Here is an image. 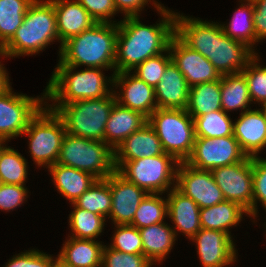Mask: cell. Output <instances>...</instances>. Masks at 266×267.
I'll return each instance as SVG.
<instances>
[{"label": "cell", "instance_id": "cell-15", "mask_svg": "<svg viewBox=\"0 0 266 267\" xmlns=\"http://www.w3.org/2000/svg\"><path fill=\"white\" fill-rule=\"evenodd\" d=\"M168 50L172 62L184 75L190 87L220 80L221 75L213 64L201 53L185 45L176 35L171 38Z\"/></svg>", "mask_w": 266, "mask_h": 267}, {"label": "cell", "instance_id": "cell-16", "mask_svg": "<svg viewBox=\"0 0 266 267\" xmlns=\"http://www.w3.org/2000/svg\"><path fill=\"white\" fill-rule=\"evenodd\" d=\"M132 71L115 73L113 87H119L120 93L114 90L116 102L120 105L142 113L147 118L157 109L154 87L138 78ZM118 95V96H117Z\"/></svg>", "mask_w": 266, "mask_h": 267}, {"label": "cell", "instance_id": "cell-2", "mask_svg": "<svg viewBox=\"0 0 266 267\" xmlns=\"http://www.w3.org/2000/svg\"><path fill=\"white\" fill-rule=\"evenodd\" d=\"M153 5L163 17L156 25L146 26L140 17H124L118 21L116 41L115 73L133 71L146 59L165 52L171 38L175 35V12L160 3Z\"/></svg>", "mask_w": 266, "mask_h": 267}, {"label": "cell", "instance_id": "cell-49", "mask_svg": "<svg viewBox=\"0 0 266 267\" xmlns=\"http://www.w3.org/2000/svg\"><path fill=\"white\" fill-rule=\"evenodd\" d=\"M52 267H69L68 265L64 264L58 257H55V261L52 264Z\"/></svg>", "mask_w": 266, "mask_h": 267}, {"label": "cell", "instance_id": "cell-26", "mask_svg": "<svg viewBox=\"0 0 266 267\" xmlns=\"http://www.w3.org/2000/svg\"><path fill=\"white\" fill-rule=\"evenodd\" d=\"M103 247L98 240L70 237L57 257L69 267H100Z\"/></svg>", "mask_w": 266, "mask_h": 267}, {"label": "cell", "instance_id": "cell-38", "mask_svg": "<svg viewBox=\"0 0 266 267\" xmlns=\"http://www.w3.org/2000/svg\"><path fill=\"white\" fill-rule=\"evenodd\" d=\"M257 55L250 60L241 73L246 78L252 102L262 106L266 103V66L262 67L258 64L260 60Z\"/></svg>", "mask_w": 266, "mask_h": 267}, {"label": "cell", "instance_id": "cell-17", "mask_svg": "<svg viewBox=\"0 0 266 267\" xmlns=\"http://www.w3.org/2000/svg\"><path fill=\"white\" fill-rule=\"evenodd\" d=\"M203 267H224L237 259L231 235L224 231L201 228L191 239Z\"/></svg>", "mask_w": 266, "mask_h": 267}, {"label": "cell", "instance_id": "cell-45", "mask_svg": "<svg viewBox=\"0 0 266 267\" xmlns=\"http://www.w3.org/2000/svg\"><path fill=\"white\" fill-rule=\"evenodd\" d=\"M28 190L25 186L15 184L0 185V210L10 211L23 205L26 200Z\"/></svg>", "mask_w": 266, "mask_h": 267}, {"label": "cell", "instance_id": "cell-1", "mask_svg": "<svg viewBox=\"0 0 266 267\" xmlns=\"http://www.w3.org/2000/svg\"><path fill=\"white\" fill-rule=\"evenodd\" d=\"M175 35L189 48L201 53L222 75L241 73L258 53L228 37L221 24L183 16L176 12Z\"/></svg>", "mask_w": 266, "mask_h": 267}, {"label": "cell", "instance_id": "cell-13", "mask_svg": "<svg viewBox=\"0 0 266 267\" xmlns=\"http://www.w3.org/2000/svg\"><path fill=\"white\" fill-rule=\"evenodd\" d=\"M246 155L234 135L195 138L194 148L186 163L199 170H212L242 161Z\"/></svg>", "mask_w": 266, "mask_h": 267}, {"label": "cell", "instance_id": "cell-9", "mask_svg": "<svg viewBox=\"0 0 266 267\" xmlns=\"http://www.w3.org/2000/svg\"><path fill=\"white\" fill-rule=\"evenodd\" d=\"M179 163L168 153L136 160H114L116 170L148 194H162L176 187Z\"/></svg>", "mask_w": 266, "mask_h": 267}, {"label": "cell", "instance_id": "cell-25", "mask_svg": "<svg viewBox=\"0 0 266 267\" xmlns=\"http://www.w3.org/2000/svg\"><path fill=\"white\" fill-rule=\"evenodd\" d=\"M57 191L74 203L97 180L92 174L55 163L49 167Z\"/></svg>", "mask_w": 266, "mask_h": 267}, {"label": "cell", "instance_id": "cell-37", "mask_svg": "<svg viewBox=\"0 0 266 267\" xmlns=\"http://www.w3.org/2000/svg\"><path fill=\"white\" fill-rule=\"evenodd\" d=\"M28 162L17 150L5 146L0 152V178L2 183L24 186L28 175Z\"/></svg>", "mask_w": 266, "mask_h": 267}, {"label": "cell", "instance_id": "cell-47", "mask_svg": "<svg viewBox=\"0 0 266 267\" xmlns=\"http://www.w3.org/2000/svg\"><path fill=\"white\" fill-rule=\"evenodd\" d=\"M148 2L151 0H114L117 13L121 11L125 14L124 17L140 16L139 13Z\"/></svg>", "mask_w": 266, "mask_h": 267}, {"label": "cell", "instance_id": "cell-30", "mask_svg": "<svg viewBox=\"0 0 266 267\" xmlns=\"http://www.w3.org/2000/svg\"><path fill=\"white\" fill-rule=\"evenodd\" d=\"M252 100L246 78L242 73L221 76V108L228 113L233 110H250Z\"/></svg>", "mask_w": 266, "mask_h": 267}, {"label": "cell", "instance_id": "cell-40", "mask_svg": "<svg viewBox=\"0 0 266 267\" xmlns=\"http://www.w3.org/2000/svg\"><path fill=\"white\" fill-rule=\"evenodd\" d=\"M167 53V54H166ZM165 54V55H164ZM172 61L169 50L146 59L137 65L133 70L138 78L145 81L148 85L155 87L165 72L166 66Z\"/></svg>", "mask_w": 266, "mask_h": 267}, {"label": "cell", "instance_id": "cell-34", "mask_svg": "<svg viewBox=\"0 0 266 267\" xmlns=\"http://www.w3.org/2000/svg\"><path fill=\"white\" fill-rule=\"evenodd\" d=\"M74 210L69 214L72 235L68 237L95 240L103 232L106 219L98 214L71 204Z\"/></svg>", "mask_w": 266, "mask_h": 267}, {"label": "cell", "instance_id": "cell-41", "mask_svg": "<svg viewBox=\"0 0 266 267\" xmlns=\"http://www.w3.org/2000/svg\"><path fill=\"white\" fill-rule=\"evenodd\" d=\"M154 265L144 254H130L104 245L102 267H152Z\"/></svg>", "mask_w": 266, "mask_h": 267}, {"label": "cell", "instance_id": "cell-21", "mask_svg": "<svg viewBox=\"0 0 266 267\" xmlns=\"http://www.w3.org/2000/svg\"><path fill=\"white\" fill-rule=\"evenodd\" d=\"M56 15L61 50L62 43L97 23L77 0H50Z\"/></svg>", "mask_w": 266, "mask_h": 267}, {"label": "cell", "instance_id": "cell-18", "mask_svg": "<svg viewBox=\"0 0 266 267\" xmlns=\"http://www.w3.org/2000/svg\"><path fill=\"white\" fill-rule=\"evenodd\" d=\"M110 190L112 204L109 218L114 225L130 224L140 202L148 193L128 181L117 170L110 175Z\"/></svg>", "mask_w": 266, "mask_h": 267}, {"label": "cell", "instance_id": "cell-48", "mask_svg": "<svg viewBox=\"0 0 266 267\" xmlns=\"http://www.w3.org/2000/svg\"><path fill=\"white\" fill-rule=\"evenodd\" d=\"M3 67V64L0 62V94L7 90L11 85L9 83V75Z\"/></svg>", "mask_w": 266, "mask_h": 267}, {"label": "cell", "instance_id": "cell-36", "mask_svg": "<svg viewBox=\"0 0 266 267\" xmlns=\"http://www.w3.org/2000/svg\"><path fill=\"white\" fill-rule=\"evenodd\" d=\"M160 195L162 194H147L140 202L130 224L138 229H141L153 224L164 222V218L168 216V203L167 199H163Z\"/></svg>", "mask_w": 266, "mask_h": 267}, {"label": "cell", "instance_id": "cell-10", "mask_svg": "<svg viewBox=\"0 0 266 267\" xmlns=\"http://www.w3.org/2000/svg\"><path fill=\"white\" fill-rule=\"evenodd\" d=\"M66 134L62 118L47 105L30 120L22 135H28L29 152L38 167L49 168L57 163L62 140Z\"/></svg>", "mask_w": 266, "mask_h": 267}, {"label": "cell", "instance_id": "cell-28", "mask_svg": "<svg viewBox=\"0 0 266 267\" xmlns=\"http://www.w3.org/2000/svg\"><path fill=\"white\" fill-rule=\"evenodd\" d=\"M248 212L238 203L224 200L211 207L200 209V224L203 229L224 231L231 234L229 228L237 226Z\"/></svg>", "mask_w": 266, "mask_h": 267}, {"label": "cell", "instance_id": "cell-22", "mask_svg": "<svg viewBox=\"0 0 266 267\" xmlns=\"http://www.w3.org/2000/svg\"><path fill=\"white\" fill-rule=\"evenodd\" d=\"M167 197L168 217L174 224L175 236L177 232H182L191 239L201 229L199 206L176 187L170 190Z\"/></svg>", "mask_w": 266, "mask_h": 267}, {"label": "cell", "instance_id": "cell-8", "mask_svg": "<svg viewBox=\"0 0 266 267\" xmlns=\"http://www.w3.org/2000/svg\"><path fill=\"white\" fill-rule=\"evenodd\" d=\"M148 124L155 130L164 152L186 162L196 138L194 119L186 109L157 108L148 117Z\"/></svg>", "mask_w": 266, "mask_h": 267}, {"label": "cell", "instance_id": "cell-35", "mask_svg": "<svg viewBox=\"0 0 266 267\" xmlns=\"http://www.w3.org/2000/svg\"><path fill=\"white\" fill-rule=\"evenodd\" d=\"M195 125L196 138H216L233 135L234 122L228 113L216 110L199 117H192Z\"/></svg>", "mask_w": 266, "mask_h": 267}, {"label": "cell", "instance_id": "cell-24", "mask_svg": "<svg viewBox=\"0 0 266 267\" xmlns=\"http://www.w3.org/2000/svg\"><path fill=\"white\" fill-rule=\"evenodd\" d=\"M165 153L155 130L145 124L133 132L115 150L114 160H136L150 158Z\"/></svg>", "mask_w": 266, "mask_h": 267}, {"label": "cell", "instance_id": "cell-6", "mask_svg": "<svg viewBox=\"0 0 266 267\" xmlns=\"http://www.w3.org/2000/svg\"><path fill=\"white\" fill-rule=\"evenodd\" d=\"M57 163L88 172L97 179H106L116 171L114 150L106 143L67 132L62 140Z\"/></svg>", "mask_w": 266, "mask_h": 267}, {"label": "cell", "instance_id": "cell-50", "mask_svg": "<svg viewBox=\"0 0 266 267\" xmlns=\"http://www.w3.org/2000/svg\"><path fill=\"white\" fill-rule=\"evenodd\" d=\"M4 142H6V141L0 138V152H1L2 149L5 147V146H4V145H5Z\"/></svg>", "mask_w": 266, "mask_h": 267}, {"label": "cell", "instance_id": "cell-29", "mask_svg": "<svg viewBox=\"0 0 266 267\" xmlns=\"http://www.w3.org/2000/svg\"><path fill=\"white\" fill-rule=\"evenodd\" d=\"M216 110H222L221 78L190 87L186 111L192 117H199Z\"/></svg>", "mask_w": 266, "mask_h": 267}, {"label": "cell", "instance_id": "cell-4", "mask_svg": "<svg viewBox=\"0 0 266 267\" xmlns=\"http://www.w3.org/2000/svg\"><path fill=\"white\" fill-rule=\"evenodd\" d=\"M75 69L59 61L53 71L45 88V99L54 101L52 105L47 104L52 111L56 112L65 103L104 98L113 91L108 88L109 84L113 85V75L107 79L102 68L87 67L73 72Z\"/></svg>", "mask_w": 266, "mask_h": 267}, {"label": "cell", "instance_id": "cell-19", "mask_svg": "<svg viewBox=\"0 0 266 267\" xmlns=\"http://www.w3.org/2000/svg\"><path fill=\"white\" fill-rule=\"evenodd\" d=\"M233 135L247 157H258L266 148V115L262 109L240 113L234 122Z\"/></svg>", "mask_w": 266, "mask_h": 267}, {"label": "cell", "instance_id": "cell-7", "mask_svg": "<svg viewBox=\"0 0 266 267\" xmlns=\"http://www.w3.org/2000/svg\"><path fill=\"white\" fill-rule=\"evenodd\" d=\"M115 102L113 90L104 98L65 103L56 113L62 118L67 133L104 142L106 123Z\"/></svg>", "mask_w": 266, "mask_h": 267}, {"label": "cell", "instance_id": "cell-33", "mask_svg": "<svg viewBox=\"0 0 266 267\" xmlns=\"http://www.w3.org/2000/svg\"><path fill=\"white\" fill-rule=\"evenodd\" d=\"M76 207L92 213L109 217L111 212L112 195L110 190V176L106 179H97L74 203Z\"/></svg>", "mask_w": 266, "mask_h": 267}, {"label": "cell", "instance_id": "cell-52", "mask_svg": "<svg viewBox=\"0 0 266 267\" xmlns=\"http://www.w3.org/2000/svg\"><path fill=\"white\" fill-rule=\"evenodd\" d=\"M263 111H264V113H265V115H266V103H264L263 105H262V108H261Z\"/></svg>", "mask_w": 266, "mask_h": 267}, {"label": "cell", "instance_id": "cell-27", "mask_svg": "<svg viewBox=\"0 0 266 267\" xmlns=\"http://www.w3.org/2000/svg\"><path fill=\"white\" fill-rule=\"evenodd\" d=\"M143 254L152 262H163L175 244L173 228L165 222L139 229Z\"/></svg>", "mask_w": 266, "mask_h": 267}, {"label": "cell", "instance_id": "cell-32", "mask_svg": "<svg viewBox=\"0 0 266 267\" xmlns=\"http://www.w3.org/2000/svg\"><path fill=\"white\" fill-rule=\"evenodd\" d=\"M34 0H0V47L3 48L22 25Z\"/></svg>", "mask_w": 266, "mask_h": 267}, {"label": "cell", "instance_id": "cell-5", "mask_svg": "<svg viewBox=\"0 0 266 267\" xmlns=\"http://www.w3.org/2000/svg\"><path fill=\"white\" fill-rule=\"evenodd\" d=\"M57 39L59 36L53 3L50 0H34L22 25L3 47V51L7 57L34 55Z\"/></svg>", "mask_w": 266, "mask_h": 267}, {"label": "cell", "instance_id": "cell-3", "mask_svg": "<svg viewBox=\"0 0 266 267\" xmlns=\"http://www.w3.org/2000/svg\"><path fill=\"white\" fill-rule=\"evenodd\" d=\"M118 23H95L90 29L62 43L59 61L75 68L115 70Z\"/></svg>", "mask_w": 266, "mask_h": 267}, {"label": "cell", "instance_id": "cell-46", "mask_svg": "<svg viewBox=\"0 0 266 267\" xmlns=\"http://www.w3.org/2000/svg\"><path fill=\"white\" fill-rule=\"evenodd\" d=\"M253 23L258 42L266 39V0H252Z\"/></svg>", "mask_w": 266, "mask_h": 267}, {"label": "cell", "instance_id": "cell-31", "mask_svg": "<svg viewBox=\"0 0 266 267\" xmlns=\"http://www.w3.org/2000/svg\"><path fill=\"white\" fill-rule=\"evenodd\" d=\"M245 3H243V2ZM242 3L237 10H235L231 21L226 26L221 25L223 32L233 40L242 42L249 46L253 51L254 45L258 42L253 23V3L252 0H241ZM248 2V3H247ZM241 7V8H240Z\"/></svg>", "mask_w": 266, "mask_h": 267}, {"label": "cell", "instance_id": "cell-42", "mask_svg": "<svg viewBox=\"0 0 266 267\" xmlns=\"http://www.w3.org/2000/svg\"><path fill=\"white\" fill-rule=\"evenodd\" d=\"M253 175V219L257 216V201H260L266 210V159L252 158Z\"/></svg>", "mask_w": 266, "mask_h": 267}, {"label": "cell", "instance_id": "cell-12", "mask_svg": "<svg viewBox=\"0 0 266 267\" xmlns=\"http://www.w3.org/2000/svg\"><path fill=\"white\" fill-rule=\"evenodd\" d=\"M225 200L238 203L253 217L252 158L211 170Z\"/></svg>", "mask_w": 266, "mask_h": 267}, {"label": "cell", "instance_id": "cell-14", "mask_svg": "<svg viewBox=\"0 0 266 267\" xmlns=\"http://www.w3.org/2000/svg\"><path fill=\"white\" fill-rule=\"evenodd\" d=\"M176 188L197 203L200 209L225 200L211 170H199L186 162L179 163Z\"/></svg>", "mask_w": 266, "mask_h": 267}, {"label": "cell", "instance_id": "cell-20", "mask_svg": "<svg viewBox=\"0 0 266 267\" xmlns=\"http://www.w3.org/2000/svg\"><path fill=\"white\" fill-rule=\"evenodd\" d=\"M156 104L161 109H186L190 86L184 75L171 61L160 82L154 87Z\"/></svg>", "mask_w": 266, "mask_h": 267}, {"label": "cell", "instance_id": "cell-44", "mask_svg": "<svg viewBox=\"0 0 266 267\" xmlns=\"http://www.w3.org/2000/svg\"><path fill=\"white\" fill-rule=\"evenodd\" d=\"M97 23H114L117 10L114 0H77ZM109 19V20H108Z\"/></svg>", "mask_w": 266, "mask_h": 267}, {"label": "cell", "instance_id": "cell-51", "mask_svg": "<svg viewBox=\"0 0 266 267\" xmlns=\"http://www.w3.org/2000/svg\"><path fill=\"white\" fill-rule=\"evenodd\" d=\"M0 56H1V57L3 56V57H5V58H7L5 52L3 51V48H1V47H0Z\"/></svg>", "mask_w": 266, "mask_h": 267}, {"label": "cell", "instance_id": "cell-23", "mask_svg": "<svg viewBox=\"0 0 266 267\" xmlns=\"http://www.w3.org/2000/svg\"><path fill=\"white\" fill-rule=\"evenodd\" d=\"M142 113L115 102L104 131V143L115 150L133 132L147 124Z\"/></svg>", "mask_w": 266, "mask_h": 267}, {"label": "cell", "instance_id": "cell-11", "mask_svg": "<svg viewBox=\"0 0 266 267\" xmlns=\"http://www.w3.org/2000/svg\"><path fill=\"white\" fill-rule=\"evenodd\" d=\"M43 97H29L26 94H17L11 86L0 94V138L9 141L11 138L22 136L30 120L45 106ZM44 103V104H43Z\"/></svg>", "mask_w": 266, "mask_h": 267}, {"label": "cell", "instance_id": "cell-43", "mask_svg": "<svg viewBox=\"0 0 266 267\" xmlns=\"http://www.w3.org/2000/svg\"><path fill=\"white\" fill-rule=\"evenodd\" d=\"M54 261L53 256L31 249L13 256L5 267H52Z\"/></svg>", "mask_w": 266, "mask_h": 267}, {"label": "cell", "instance_id": "cell-39", "mask_svg": "<svg viewBox=\"0 0 266 267\" xmlns=\"http://www.w3.org/2000/svg\"><path fill=\"white\" fill-rule=\"evenodd\" d=\"M110 248L130 254H143V245L139 229L131 224L115 225Z\"/></svg>", "mask_w": 266, "mask_h": 267}]
</instances>
